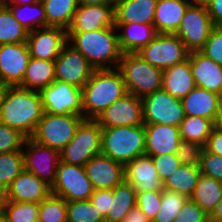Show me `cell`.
I'll use <instances>...</instances> for the list:
<instances>
[{"mask_svg": "<svg viewBox=\"0 0 222 222\" xmlns=\"http://www.w3.org/2000/svg\"><path fill=\"white\" fill-rule=\"evenodd\" d=\"M43 114L39 91L20 86L7 87L0 109V122L31 138Z\"/></svg>", "mask_w": 222, "mask_h": 222, "instance_id": "1", "label": "cell"}, {"mask_svg": "<svg viewBox=\"0 0 222 222\" xmlns=\"http://www.w3.org/2000/svg\"><path fill=\"white\" fill-rule=\"evenodd\" d=\"M67 42L77 49L94 69H114L119 66L123 52L115 27L67 32Z\"/></svg>", "mask_w": 222, "mask_h": 222, "instance_id": "2", "label": "cell"}, {"mask_svg": "<svg viewBox=\"0 0 222 222\" xmlns=\"http://www.w3.org/2000/svg\"><path fill=\"white\" fill-rule=\"evenodd\" d=\"M127 93L123 75L118 68L94 69L82 88L84 119L96 120L106 108Z\"/></svg>", "mask_w": 222, "mask_h": 222, "instance_id": "3", "label": "cell"}, {"mask_svg": "<svg viewBox=\"0 0 222 222\" xmlns=\"http://www.w3.org/2000/svg\"><path fill=\"white\" fill-rule=\"evenodd\" d=\"M101 154L123 166L136 157L145 155L144 124L101 127Z\"/></svg>", "mask_w": 222, "mask_h": 222, "instance_id": "4", "label": "cell"}, {"mask_svg": "<svg viewBox=\"0 0 222 222\" xmlns=\"http://www.w3.org/2000/svg\"><path fill=\"white\" fill-rule=\"evenodd\" d=\"M118 69L127 92L144 97L163 88V70L145 61L138 53H123Z\"/></svg>", "mask_w": 222, "mask_h": 222, "instance_id": "5", "label": "cell"}, {"mask_svg": "<svg viewBox=\"0 0 222 222\" xmlns=\"http://www.w3.org/2000/svg\"><path fill=\"white\" fill-rule=\"evenodd\" d=\"M101 154V127L96 120L84 119L73 139L60 151V161L84 166Z\"/></svg>", "mask_w": 222, "mask_h": 222, "instance_id": "6", "label": "cell"}, {"mask_svg": "<svg viewBox=\"0 0 222 222\" xmlns=\"http://www.w3.org/2000/svg\"><path fill=\"white\" fill-rule=\"evenodd\" d=\"M83 120L84 117L80 115H53L44 112L31 138L60 152L73 139Z\"/></svg>", "mask_w": 222, "mask_h": 222, "instance_id": "7", "label": "cell"}, {"mask_svg": "<svg viewBox=\"0 0 222 222\" xmlns=\"http://www.w3.org/2000/svg\"><path fill=\"white\" fill-rule=\"evenodd\" d=\"M144 124L179 127L185 118L181 99L171 96L163 88L142 97Z\"/></svg>", "mask_w": 222, "mask_h": 222, "instance_id": "8", "label": "cell"}, {"mask_svg": "<svg viewBox=\"0 0 222 222\" xmlns=\"http://www.w3.org/2000/svg\"><path fill=\"white\" fill-rule=\"evenodd\" d=\"M137 53L154 67L165 70L187 60L190 52L177 35L158 33L147 46L142 47Z\"/></svg>", "mask_w": 222, "mask_h": 222, "instance_id": "9", "label": "cell"}, {"mask_svg": "<svg viewBox=\"0 0 222 222\" xmlns=\"http://www.w3.org/2000/svg\"><path fill=\"white\" fill-rule=\"evenodd\" d=\"M93 191L84 166L59 162L51 194L70 202L89 200Z\"/></svg>", "mask_w": 222, "mask_h": 222, "instance_id": "10", "label": "cell"}, {"mask_svg": "<svg viewBox=\"0 0 222 222\" xmlns=\"http://www.w3.org/2000/svg\"><path fill=\"white\" fill-rule=\"evenodd\" d=\"M40 95L46 113L83 116L82 89L77 86L55 80L43 88Z\"/></svg>", "mask_w": 222, "mask_h": 222, "instance_id": "11", "label": "cell"}, {"mask_svg": "<svg viewBox=\"0 0 222 222\" xmlns=\"http://www.w3.org/2000/svg\"><path fill=\"white\" fill-rule=\"evenodd\" d=\"M213 28L207 8L191 3L174 34L181 39L189 52H194L203 48Z\"/></svg>", "mask_w": 222, "mask_h": 222, "instance_id": "12", "label": "cell"}, {"mask_svg": "<svg viewBox=\"0 0 222 222\" xmlns=\"http://www.w3.org/2000/svg\"><path fill=\"white\" fill-rule=\"evenodd\" d=\"M24 169L42 179L50 187L56 180L60 152L42 145L32 138H26L23 144Z\"/></svg>", "mask_w": 222, "mask_h": 222, "instance_id": "13", "label": "cell"}, {"mask_svg": "<svg viewBox=\"0 0 222 222\" xmlns=\"http://www.w3.org/2000/svg\"><path fill=\"white\" fill-rule=\"evenodd\" d=\"M54 63L55 80L70 83L81 89L90 79L94 70L87 59L68 42Z\"/></svg>", "mask_w": 222, "mask_h": 222, "instance_id": "14", "label": "cell"}, {"mask_svg": "<svg viewBox=\"0 0 222 222\" xmlns=\"http://www.w3.org/2000/svg\"><path fill=\"white\" fill-rule=\"evenodd\" d=\"M96 121L100 127L137 126L144 124L142 98L128 92L106 108Z\"/></svg>", "mask_w": 222, "mask_h": 222, "instance_id": "15", "label": "cell"}, {"mask_svg": "<svg viewBox=\"0 0 222 222\" xmlns=\"http://www.w3.org/2000/svg\"><path fill=\"white\" fill-rule=\"evenodd\" d=\"M30 59L27 43L0 45V83L19 86L26 73Z\"/></svg>", "mask_w": 222, "mask_h": 222, "instance_id": "16", "label": "cell"}, {"mask_svg": "<svg viewBox=\"0 0 222 222\" xmlns=\"http://www.w3.org/2000/svg\"><path fill=\"white\" fill-rule=\"evenodd\" d=\"M27 46L31 58L55 60L67 43V30L46 27L28 32Z\"/></svg>", "mask_w": 222, "mask_h": 222, "instance_id": "17", "label": "cell"}, {"mask_svg": "<svg viewBox=\"0 0 222 222\" xmlns=\"http://www.w3.org/2000/svg\"><path fill=\"white\" fill-rule=\"evenodd\" d=\"M84 168L94 190L114 189L124 180V166L103 154L91 158Z\"/></svg>", "mask_w": 222, "mask_h": 222, "instance_id": "18", "label": "cell"}, {"mask_svg": "<svg viewBox=\"0 0 222 222\" xmlns=\"http://www.w3.org/2000/svg\"><path fill=\"white\" fill-rule=\"evenodd\" d=\"M50 194L48 184L24 169L5 190V201L40 203Z\"/></svg>", "mask_w": 222, "mask_h": 222, "instance_id": "19", "label": "cell"}, {"mask_svg": "<svg viewBox=\"0 0 222 222\" xmlns=\"http://www.w3.org/2000/svg\"><path fill=\"white\" fill-rule=\"evenodd\" d=\"M114 26V4L78 5L67 32H87Z\"/></svg>", "mask_w": 222, "mask_h": 222, "instance_id": "20", "label": "cell"}, {"mask_svg": "<svg viewBox=\"0 0 222 222\" xmlns=\"http://www.w3.org/2000/svg\"><path fill=\"white\" fill-rule=\"evenodd\" d=\"M124 180L133 185L137 193L164 189L152 157L148 155L136 157L124 166Z\"/></svg>", "mask_w": 222, "mask_h": 222, "instance_id": "21", "label": "cell"}, {"mask_svg": "<svg viewBox=\"0 0 222 222\" xmlns=\"http://www.w3.org/2000/svg\"><path fill=\"white\" fill-rule=\"evenodd\" d=\"M145 155L176 154L181 142L180 128L161 124H144Z\"/></svg>", "mask_w": 222, "mask_h": 222, "instance_id": "22", "label": "cell"}, {"mask_svg": "<svg viewBox=\"0 0 222 222\" xmlns=\"http://www.w3.org/2000/svg\"><path fill=\"white\" fill-rule=\"evenodd\" d=\"M189 58L195 85L222 96V66L200 51L190 52Z\"/></svg>", "mask_w": 222, "mask_h": 222, "instance_id": "23", "label": "cell"}, {"mask_svg": "<svg viewBox=\"0 0 222 222\" xmlns=\"http://www.w3.org/2000/svg\"><path fill=\"white\" fill-rule=\"evenodd\" d=\"M221 95L195 86L181 99L185 115L197 116L216 122Z\"/></svg>", "mask_w": 222, "mask_h": 222, "instance_id": "24", "label": "cell"}, {"mask_svg": "<svg viewBox=\"0 0 222 222\" xmlns=\"http://www.w3.org/2000/svg\"><path fill=\"white\" fill-rule=\"evenodd\" d=\"M158 0H123L114 4V24H153Z\"/></svg>", "mask_w": 222, "mask_h": 222, "instance_id": "25", "label": "cell"}, {"mask_svg": "<svg viewBox=\"0 0 222 222\" xmlns=\"http://www.w3.org/2000/svg\"><path fill=\"white\" fill-rule=\"evenodd\" d=\"M114 26L119 33V46L123 53H137L158 34L153 24L129 23L114 24Z\"/></svg>", "mask_w": 222, "mask_h": 222, "instance_id": "26", "label": "cell"}, {"mask_svg": "<svg viewBox=\"0 0 222 222\" xmlns=\"http://www.w3.org/2000/svg\"><path fill=\"white\" fill-rule=\"evenodd\" d=\"M190 4V0H158L153 23L157 33L174 34Z\"/></svg>", "mask_w": 222, "mask_h": 222, "instance_id": "27", "label": "cell"}, {"mask_svg": "<svg viewBox=\"0 0 222 222\" xmlns=\"http://www.w3.org/2000/svg\"><path fill=\"white\" fill-rule=\"evenodd\" d=\"M195 86L189 57L184 62L163 70V89L171 96L182 99Z\"/></svg>", "mask_w": 222, "mask_h": 222, "instance_id": "28", "label": "cell"}, {"mask_svg": "<svg viewBox=\"0 0 222 222\" xmlns=\"http://www.w3.org/2000/svg\"><path fill=\"white\" fill-rule=\"evenodd\" d=\"M55 81L54 60L31 58L26 67V73L19 85L29 90L41 91Z\"/></svg>", "mask_w": 222, "mask_h": 222, "instance_id": "29", "label": "cell"}, {"mask_svg": "<svg viewBox=\"0 0 222 222\" xmlns=\"http://www.w3.org/2000/svg\"><path fill=\"white\" fill-rule=\"evenodd\" d=\"M137 192L135 187L123 180L113 189V198L105 222H122L125 215L136 206Z\"/></svg>", "mask_w": 222, "mask_h": 222, "instance_id": "30", "label": "cell"}, {"mask_svg": "<svg viewBox=\"0 0 222 222\" xmlns=\"http://www.w3.org/2000/svg\"><path fill=\"white\" fill-rule=\"evenodd\" d=\"M201 175L199 166L180 165L163 182L165 190L190 198Z\"/></svg>", "mask_w": 222, "mask_h": 222, "instance_id": "31", "label": "cell"}, {"mask_svg": "<svg viewBox=\"0 0 222 222\" xmlns=\"http://www.w3.org/2000/svg\"><path fill=\"white\" fill-rule=\"evenodd\" d=\"M44 6L47 27L67 30L78 8L77 0H41Z\"/></svg>", "mask_w": 222, "mask_h": 222, "instance_id": "32", "label": "cell"}, {"mask_svg": "<svg viewBox=\"0 0 222 222\" xmlns=\"http://www.w3.org/2000/svg\"><path fill=\"white\" fill-rule=\"evenodd\" d=\"M222 198V182L200 175L190 199L210 214Z\"/></svg>", "mask_w": 222, "mask_h": 222, "instance_id": "33", "label": "cell"}, {"mask_svg": "<svg viewBox=\"0 0 222 222\" xmlns=\"http://www.w3.org/2000/svg\"><path fill=\"white\" fill-rule=\"evenodd\" d=\"M5 6L10 9L13 16L28 31L47 27L44 6L41 0L33 4Z\"/></svg>", "mask_w": 222, "mask_h": 222, "instance_id": "34", "label": "cell"}, {"mask_svg": "<svg viewBox=\"0 0 222 222\" xmlns=\"http://www.w3.org/2000/svg\"><path fill=\"white\" fill-rule=\"evenodd\" d=\"M215 124L207 118L197 116H185L180 128L181 140L206 145Z\"/></svg>", "mask_w": 222, "mask_h": 222, "instance_id": "35", "label": "cell"}, {"mask_svg": "<svg viewBox=\"0 0 222 222\" xmlns=\"http://www.w3.org/2000/svg\"><path fill=\"white\" fill-rule=\"evenodd\" d=\"M28 30L13 16L10 9L0 6V45L8 43H26Z\"/></svg>", "mask_w": 222, "mask_h": 222, "instance_id": "36", "label": "cell"}, {"mask_svg": "<svg viewBox=\"0 0 222 222\" xmlns=\"http://www.w3.org/2000/svg\"><path fill=\"white\" fill-rule=\"evenodd\" d=\"M23 170L22 150L0 154V187L5 191Z\"/></svg>", "mask_w": 222, "mask_h": 222, "instance_id": "37", "label": "cell"}, {"mask_svg": "<svg viewBox=\"0 0 222 222\" xmlns=\"http://www.w3.org/2000/svg\"><path fill=\"white\" fill-rule=\"evenodd\" d=\"M5 222H38L39 203L5 201Z\"/></svg>", "mask_w": 222, "mask_h": 222, "instance_id": "38", "label": "cell"}, {"mask_svg": "<svg viewBox=\"0 0 222 222\" xmlns=\"http://www.w3.org/2000/svg\"><path fill=\"white\" fill-rule=\"evenodd\" d=\"M38 222H67V201L50 194L39 203Z\"/></svg>", "mask_w": 222, "mask_h": 222, "instance_id": "39", "label": "cell"}, {"mask_svg": "<svg viewBox=\"0 0 222 222\" xmlns=\"http://www.w3.org/2000/svg\"><path fill=\"white\" fill-rule=\"evenodd\" d=\"M67 222H105L90 200L67 202Z\"/></svg>", "mask_w": 222, "mask_h": 222, "instance_id": "40", "label": "cell"}, {"mask_svg": "<svg viewBox=\"0 0 222 222\" xmlns=\"http://www.w3.org/2000/svg\"><path fill=\"white\" fill-rule=\"evenodd\" d=\"M187 199L182 194L163 189L161 206L152 222H173Z\"/></svg>", "mask_w": 222, "mask_h": 222, "instance_id": "41", "label": "cell"}, {"mask_svg": "<svg viewBox=\"0 0 222 222\" xmlns=\"http://www.w3.org/2000/svg\"><path fill=\"white\" fill-rule=\"evenodd\" d=\"M25 139L18 130L0 122V154L22 150Z\"/></svg>", "mask_w": 222, "mask_h": 222, "instance_id": "42", "label": "cell"}, {"mask_svg": "<svg viewBox=\"0 0 222 222\" xmlns=\"http://www.w3.org/2000/svg\"><path fill=\"white\" fill-rule=\"evenodd\" d=\"M203 151V145L181 140L176 156L181 162V165L200 166Z\"/></svg>", "mask_w": 222, "mask_h": 222, "instance_id": "43", "label": "cell"}, {"mask_svg": "<svg viewBox=\"0 0 222 222\" xmlns=\"http://www.w3.org/2000/svg\"><path fill=\"white\" fill-rule=\"evenodd\" d=\"M162 191H142L137 193L136 205L150 219L156 217L161 206Z\"/></svg>", "mask_w": 222, "mask_h": 222, "instance_id": "44", "label": "cell"}, {"mask_svg": "<svg viewBox=\"0 0 222 222\" xmlns=\"http://www.w3.org/2000/svg\"><path fill=\"white\" fill-rule=\"evenodd\" d=\"M200 52L222 66V26H214Z\"/></svg>", "mask_w": 222, "mask_h": 222, "instance_id": "45", "label": "cell"}, {"mask_svg": "<svg viewBox=\"0 0 222 222\" xmlns=\"http://www.w3.org/2000/svg\"><path fill=\"white\" fill-rule=\"evenodd\" d=\"M208 220L209 214L188 198L173 222H208Z\"/></svg>", "mask_w": 222, "mask_h": 222, "instance_id": "46", "label": "cell"}, {"mask_svg": "<svg viewBox=\"0 0 222 222\" xmlns=\"http://www.w3.org/2000/svg\"><path fill=\"white\" fill-rule=\"evenodd\" d=\"M199 168L202 175L222 182V156L212 154L204 149Z\"/></svg>", "mask_w": 222, "mask_h": 222, "instance_id": "47", "label": "cell"}, {"mask_svg": "<svg viewBox=\"0 0 222 222\" xmlns=\"http://www.w3.org/2000/svg\"><path fill=\"white\" fill-rule=\"evenodd\" d=\"M152 160L157 170L158 177L164 182L166 178L173 173L180 165L181 162L176 154H162V155H148Z\"/></svg>", "mask_w": 222, "mask_h": 222, "instance_id": "48", "label": "cell"}, {"mask_svg": "<svg viewBox=\"0 0 222 222\" xmlns=\"http://www.w3.org/2000/svg\"><path fill=\"white\" fill-rule=\"evenodd\" d=\"M111 198H113V189H102L94 190L89 200L105 218L110 209Z\"/></svg>", "mask_w": 222, "mask_h": 222, "instance_id": "49", "label": "cell"}, {"mask_svg": "<svg viewBox=\"0 0 222 222\" xmlns=\"http://www.w3.org/2000/svg\"><path fill=\"white\" fill-rule=\"evenodd\" d=\"M204 149L212 154L222 156V129L216 126L212 129Z\"/></svg>", "mask_w": 222, "mask_h": 222, "instance_id": "50", "label": "cell"}, {"mask_svg": "<svg viewBox=\"0 0 222 222\" xmlns=\"http://www.w3.org/2000/svg\"><path fill=\"white\" fill-rule=\"evenodd\" d=\"M206 8L214 26H222V0H212Z\"/></svg>", "mask_w": 222, "mask_h": 222, "instance_id": "51", "label": "cell"}, {"mask_svg": "<svg viewBox=\"0 0 222 222\" xmlns=\"http://www.w3.org/2000/svg\"><path fill=\"white\" fill-rule=\"evenodd\" d=\"M122 222H152L136 205L123 218Z\"/></svg>", "mask_w": 222, "mask_h": 222, "instance_id": "52", "label": "cell"}, {"mask_svg": "<svg viewBox=\"0 0 222 222\" xmlns=\"http://www.w3.org/2000/svg\"><path fill=\"white\" fill-rule=\"evenodd\" d=\"M210 220L222 221V198L209 214Z\"/></svg>", "mask_w": 222, "mask_h": 222, "instance_id": "53", "label": "cell"}, {"mask_svg": "<svg viewBox=\"0 0 222 222\" xmlns=\"http://www.w3.org/2000/svg\"><path fill=\"white\" fill-rule=\"evenodd\" d=\"M79 5H105L115 4L114 0H77Z\"/></svg>", "mask_w": 222, "mask_h": 222, "instance_id": "54", "label": "cell"}, {"mask_svg": "<svg viewBox=\"0 0 222 222\" xmlns=\"http://www.w3.org/2000/svg\"><path fill=\"white\" fill-rule=\"evenodd\" d=\"M40 0H2L3 5H23V4H33Z\"/></svg>", "mask_w": 222, "mask_h": 222, "instance_id": "55", "label": "cell"}, {"mask_svg": "<svg viewBox=\"0 0 222 222\" xmlns=\"http://www.w3.org/2000/svg\"><path fill=\"white\" fill-rule=\"evenodd\" d=\"M215 126L222 129V96L220 99V106H219V111H218V116L215 122Z\"/></svg>", "mask_w": 222, "mask_h": 222, "instance_id": "56", "label": "cell"}, {"mask_svg": "<svg viewBox=\"0 0 222 222\" xmlns=\"http://www.w3.org/2000/svg\"><path fill=\"white\" fill-rule=\"evenodd\" d=\"M192 4L207 7L212 0H190Z\"/></svg>", "mask_w": 222, "mask_h": 222, "instance_id": "57", "label": "cell"}, {"mask_svg": "<svg viewBox=\"0 0 222 222\" xmlns=\"http://www.w3.org/2000/svg\"><path fill=\"white\" fill-rule=\"evenodd\" d=\"M7 87L8 86L0 83V109H1V106H2V100H3V97H4V94L6 92Z\"/></svg>", "mask_w": 222, "mask_h": 222, "instance_id": "58", "label": "cell"}, {"mask_svg": "<svg viewBox=\"0 0 222 222\" xmlns=\"http://www.w3.org/2000/svg\"><path fill=\"white\" fill-rule=\"evenodd\" d=\"M5 202V191L0 187V209H3Z\"/></svg>", "mask_w": 222, "mask_h": 222, "instance_id": "59", "label": "cell"}, {"mask_svg": "<svg viewBox=\"0 0 222 222\" xmlns=\"http://www.w3.org/2000/svg\"><path fill=\"white\" fill-rule=\"evenodd\" d=\"M0 222H5V214L3 209H0Z\"/></svg>", "mask_w": 222, "mask_h": 222, "instance_id": "60", "label": "cell"}, {"mask_svg": "<svg viewBox=\"0 0 222 222\" xmlns=\"http://www.w3.org/2000/svg\"><path fill=\"white\" fill-rule=\"evenodd\" d=\"M208 222H222V221H216V220H208Z\"/></svg>", "mask_w": 222, "mask_h": 222, "instance_id": "61", "label": "cell"}, {"mask_svg": "<svg viewBox=\"0 0 222 222\" xmlns=\"http://www.w3.org/2000/svg\"><path fill=\"white\" fill-rule=\"evenodd\" d=\"M120 1H123V0H114V3H117V2H120Z\"/></svg>", "mask_w": 222, "mask_h": 222, "instance_id": "62", "label": "cell"}]
</instances>
